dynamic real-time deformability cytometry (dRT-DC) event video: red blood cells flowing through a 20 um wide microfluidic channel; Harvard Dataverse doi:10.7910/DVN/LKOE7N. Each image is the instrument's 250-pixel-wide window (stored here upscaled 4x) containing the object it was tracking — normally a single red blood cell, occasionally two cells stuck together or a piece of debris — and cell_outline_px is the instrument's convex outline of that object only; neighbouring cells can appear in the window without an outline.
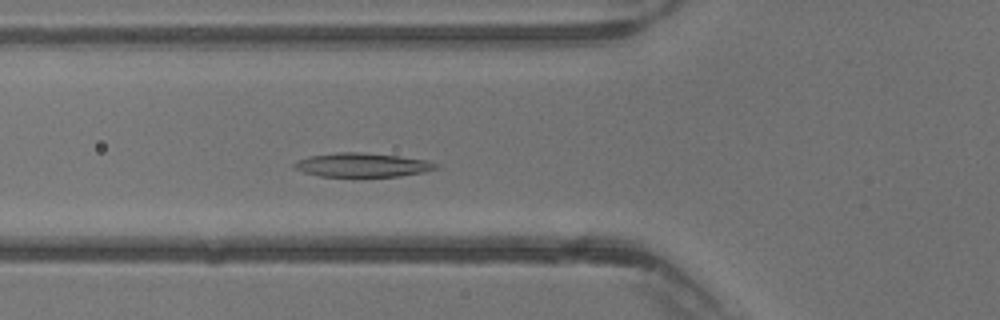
{"species": "common noctule bat (a hibernating species)", "species_latin": "Nyctalus noctula", "temperature_condition": "warm", "stored_images_in_passage": 34, "camera_frame_rate_fps": 3000, "um_per_image_px": 0.085, "animal": {"sex": "male", "body_mass_g": 13.3}, "frame": {"image": 1, "passage_image": 8, "time_ms": 2.333, "image_size_px": [1000, 320], "cell_outline_px": [[444, 168], [424, 172], [400, 176], [320, 176], [304, 172], [292, 168], [292, 164], [296, 160], [308, 156], [336, 152], [364, 152], [400, 156], [428, 160], [440, 164]], "centroid_in_image_um": [30.84, 14.01], "position_along_channel_um": 95.0, "area_um2": 20.17}}
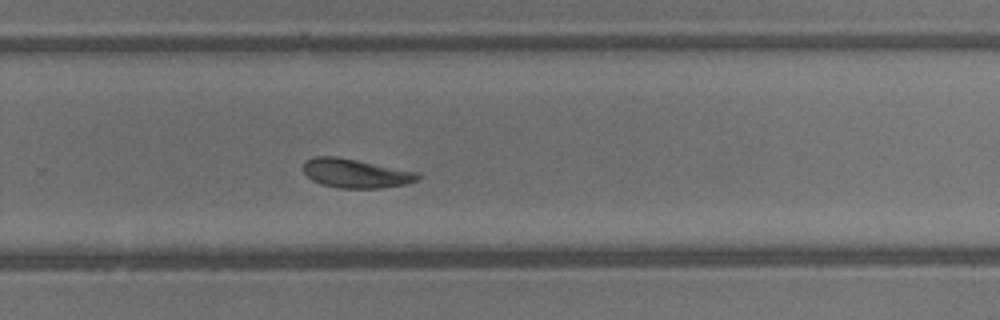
{"frame": {"image": 2, "passage_image": 20, "time_ms": 6.333, "image_size_px": [1000, 320], "cell_outline_px": [[424, 176], [416, 180], [404, 184], [380, 188], [340, 188], [324, 184], [312, 180], [304, 172], [304, 164], [308, 160], [316, 156], [336, 156], [420, 172]], "centroid_in_image_um": [30.29, 14.73], "position_along_channel_um": 299.5, "area_um2": 19.19}}
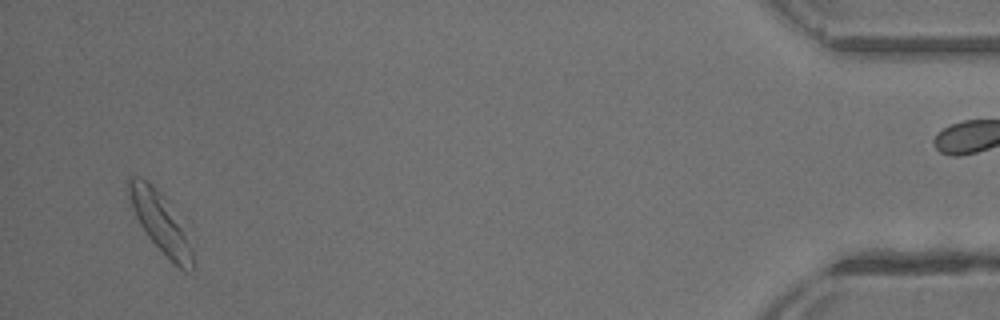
{"frame": {"image": 3, "passage_image": 32, "time_ms": 10.333, "image_size_px": [1000, 320], "cell_outline_px": [[196, 268], [192, 272], [184, 272], [172, 264], [148, 236], [140, 224], [132, 208], [128, 196], [128, 176], [140, 176], [148, 180], [164, 196], [192, 248], [196, 264]], "centroid_in_image_um": [13.63, 18.97], "position_along_channel_um": 421.6, "area_um2": 22.14}}